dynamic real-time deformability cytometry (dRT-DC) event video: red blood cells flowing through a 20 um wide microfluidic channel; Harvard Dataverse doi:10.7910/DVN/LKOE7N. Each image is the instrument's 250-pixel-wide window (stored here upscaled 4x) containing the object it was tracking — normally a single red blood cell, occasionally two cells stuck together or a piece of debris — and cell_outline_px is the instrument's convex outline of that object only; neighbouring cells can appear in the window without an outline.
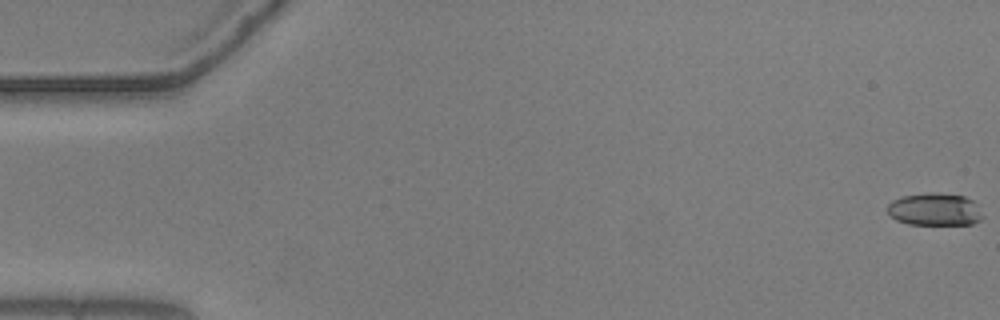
{"species": "common noctule bat (a hibernating species)", "species_latin": "Nyctalus noctula", "temperature_condition": "warm", "stored_images_in_passage": 45, "camera_frame_rate_fps": 3000, "um_per_image_px": 0.085, "animal": {"sex": "male", "body_mass_g": 20.5, "forearm_length_mm": 52.5}, "frame": {"image": 1, "passage_image": 1, "time_ms": 0.0, "image_size_px": [1000, 320], "cell_outline_px": [[984, 216], [980, 220], [972, 224], [908, 224], [896, 220], [888, 212], [888, 204], [892, 200], [904, 196], [932, 192], [964, 196], [972, 200]], "centroid_in_image_um": [79.45, 17.8], "position_along_channel_um": 5.5, "area_um2": 17.86}}
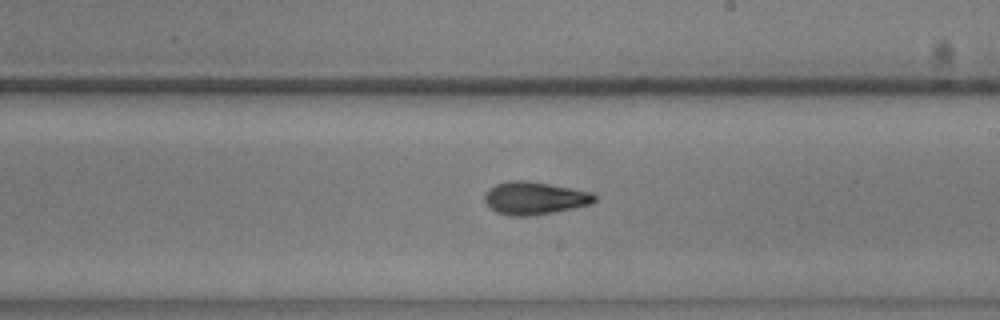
{"frame": {"image": 2, "passage_image": 33, "time_ms": 10.667, "image_size_px": [1000, 320], "cell_outline_px": [[596, 200], [592, 204], [536, 216], [508, 216], [496, 212], [484, 200], [484, 196], [488, 188], [496, 184], [508, 180], [528, 180], [572, 188], [592, 192], [596, 196]], "centroid_in_image_um": [45.44, 16.84], "position_along_channel_um": 243.6, "area_um2": 21.27}}
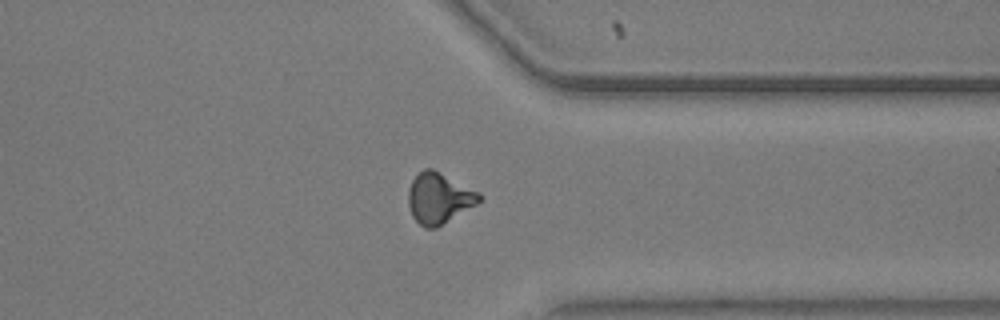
{"frame": {"image": 3, "passage_image": 44, "time_ms": 14.333, "image_size_px": [1000, 320], "cell_outline_px": [[480, 200], [476, 204], [436, 228], [424, 228], [412, 216], [408, 204], [408, 188], [412, 180], [424, 168], [432, 168], [480, 192]], "centroid_in_image_um": [37.29, 16.84], "position_along_channel_um": 374.1, "area_um2": 20.81}}